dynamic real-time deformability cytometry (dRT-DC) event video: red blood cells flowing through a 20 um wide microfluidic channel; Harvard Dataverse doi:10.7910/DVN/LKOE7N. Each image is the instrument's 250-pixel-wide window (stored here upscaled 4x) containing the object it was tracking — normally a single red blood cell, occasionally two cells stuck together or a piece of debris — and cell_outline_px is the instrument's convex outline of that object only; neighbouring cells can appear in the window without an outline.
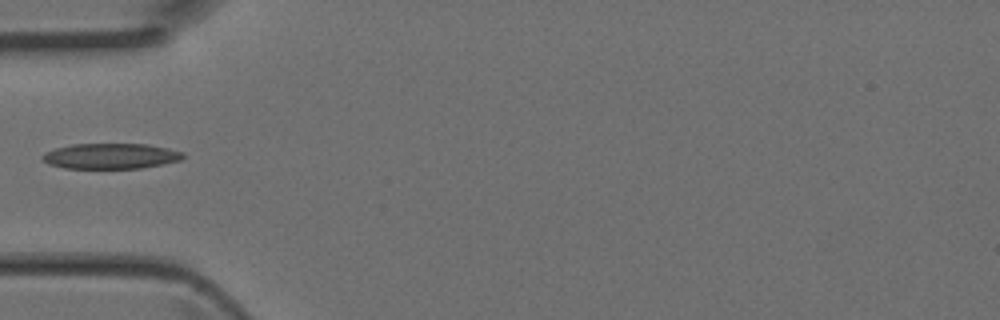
{"species": "Egyptian fruit bat (a non-hibernating species)", "species_latin": "Rousettus aegyptiacus", "temperature_condition": "room temperature", "stored_images_in_passage": 4, "camera_frame_rate_fps": 3000, "um_per_image_px": 0.085, "animal": {"sex": "female"}, "frame": {"image": 1, "passage_image": 4, "time_ms": 1.0, "image_size_px": [1000, 320], "cell_outline_px": [[184, 156], [180, 160], [164, 164], [140, 168], [64, 168], [48, 164], [40, 156], [44, 152], [56, 148], [72, 144], [148, 144], [168, 148], [184, 152]], "centroid_in_image_um": [9.41, 13.26], "position_along_channel_um": 75.6, "area_um2": 20.92}}